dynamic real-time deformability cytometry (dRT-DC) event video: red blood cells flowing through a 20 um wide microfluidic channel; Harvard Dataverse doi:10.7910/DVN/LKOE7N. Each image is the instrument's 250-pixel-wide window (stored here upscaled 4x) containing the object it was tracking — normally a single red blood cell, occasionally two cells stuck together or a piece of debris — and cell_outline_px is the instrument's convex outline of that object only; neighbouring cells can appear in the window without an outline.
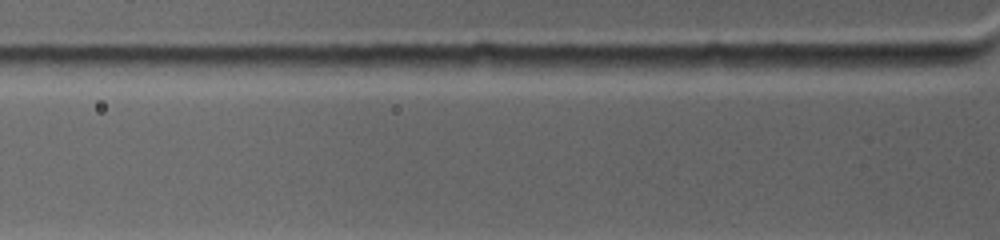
{"species": "common noctule bat (a hibernating species)", "species_latin": "Nyctalus noctula", "temperature_condition": "warm", "stored_images_in_passage": 2, "camera_frame_rate_fps": 4500, "um_per_image_px": 0.085, "animal": {"sex": "female", "body_mass_g": 19.0, "forearm_length_mm": 53.3}, "frame": {"image": 1, "passage_image": 2, "time_ms": 0.222, "image_size_px": [1000, 240], "cell_outline_px": [[880, 60], [872, 64], [852, 68], [792, 72], [764, 72], [756, 68], [756, 64], [776, 56], [880, 56]], "centroid_in_image_um": [69.18, 5.37], "position_along_channel_um": 56.6, "area_um2": 11.33}}